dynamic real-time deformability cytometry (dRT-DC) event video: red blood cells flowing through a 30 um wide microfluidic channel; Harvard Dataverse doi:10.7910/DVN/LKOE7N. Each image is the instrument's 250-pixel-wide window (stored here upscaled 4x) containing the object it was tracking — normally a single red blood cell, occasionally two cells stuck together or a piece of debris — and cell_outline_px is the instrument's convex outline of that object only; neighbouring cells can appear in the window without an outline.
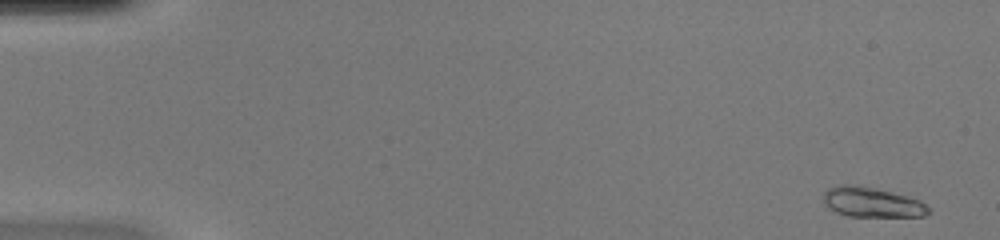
{"species": "common noctule bat (a hibernating species)", "species_latin": "Nyctalus noctula", "temperature_condition": "warm", "stored_images_in_passage": 48, "camera_frame_rate_fps": 3000, "um_per_image_px": 0.085, "animal": {"sex": "female", "body_mass_g": 20.0, "forearm_length_mm": 54.0}, "frame": {"image": 1, "passage_image": 1, "time_ms": 0.0, "image_size_px": [1000, 240], "cell_outline_px": [[928, 212], [924, 216], [848, 216], [836, 212], [828, 208], [824, 204], [824, 192], [828, 188], [840, 184], [852, 184], [876, 188], [908, 196], [920, 200], [928, 208]], "centroid_in_image_um": [74.07, 17.18], "position_along_channel_um": 10.9, "area_um2": 18.26}}
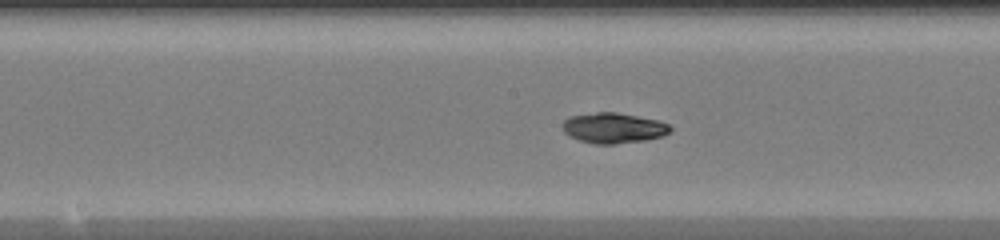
{"frame": {"image": 2, "passage_image": 25, "time_ms": 8.0, "image_size_px": [1000, 240], "cell_outline_px": [[672, 132], [664, 136], [644, 140], [616, 144], [596, 144], [580, 140], [568, 136], [564, 132], [564, 120], [568, 116], [596, 112], [616, 112], [656, 120], [668, 124], [672, 128]], "centroid_in_image_um": [52.15, 10.88], "position_along_channel_um": 196.0, "area_um2": 19.07}}
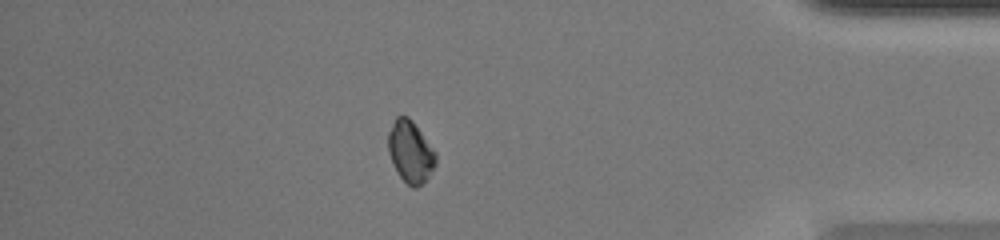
{"frame": {"image": 3, "passage_image": 42, "time_ms": 13.667, "image_size_px": [1000, 240], "cell_outline_px": [[436, 164], [428, 176], [416, 188], [412, 188], [396, 172], [392, 164], [388, 152], [388, 132], [396, 116], [408, 116], [412, 120], [436, 152]], "centroid_in_image_um": [34.87, 12.89], "position_along_channel_um": 400.3, "area_um2": 17.05}, "authors_computed_cell_mechanics": {"area_um2": 18.0914, "velocity_mm_per_s": 4.2209, "shape_relaxation_time_tau1_ms": 4.3668, "shape_relaxation_time_tau2_ms": 3.4008, "deformation_change_tau1": 0.2181, "deformation_change_tau2": 0.0407}}